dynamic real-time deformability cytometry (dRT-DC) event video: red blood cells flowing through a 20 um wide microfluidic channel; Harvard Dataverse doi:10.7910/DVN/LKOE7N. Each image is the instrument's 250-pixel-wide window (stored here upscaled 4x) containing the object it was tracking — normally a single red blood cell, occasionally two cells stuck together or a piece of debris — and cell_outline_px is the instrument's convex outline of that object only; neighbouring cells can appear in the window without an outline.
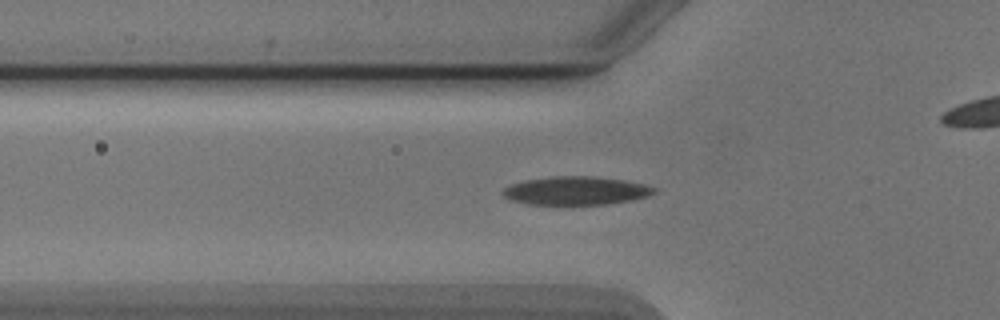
{"species": "Egyptian fruit bat (a non-hibernating species)", "species_latin": "Rousettus aegyptiacus", "temperature_condition": "cold", "stored_images_in_passage": 46, "camera_frame_rate_fps": 3000, "um_per_image_px": 0.085, "animal": {"sex": "male"}, "frame": {"image": 1, "passage_image": 14, "time_ms": 4.333, "image_size_px": [1000, 320], "cell_outline_px": [[656, 192], [648, 196], [632, 200], [608, 204], [528, 204], [508, 200], [500, 192], [504, 188], [512, 184], [524, 180], [552, 176], [592, 176], [624, 180], [644, 184], [656, 188]], "centroid_in_image_um": [48.94, 16.21], "position_along_channel_um": 76.9, "area_um2": 25.09}}
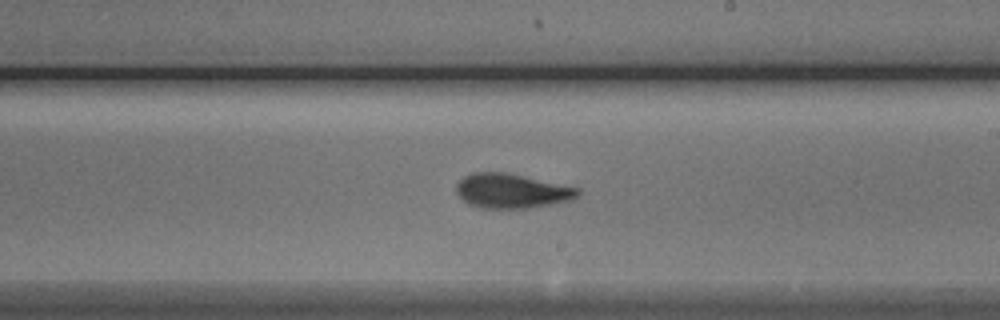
{"frame": {"image": 2, "passage_image": 27, "time_ms": 8.667, "image_size_px": [1000, 320], "cell_outline_px": [[580, 192], [572, 200], [528, 208], [480, 208], [468, 204], [456, 192], [456, 184], [464, 176], [472, 172], [504, 172], [580, 188]], "centroid_in_image_um": [43.47, 16.23], "position_along_channel_um": 245.5, "area_um2": 24.28}}
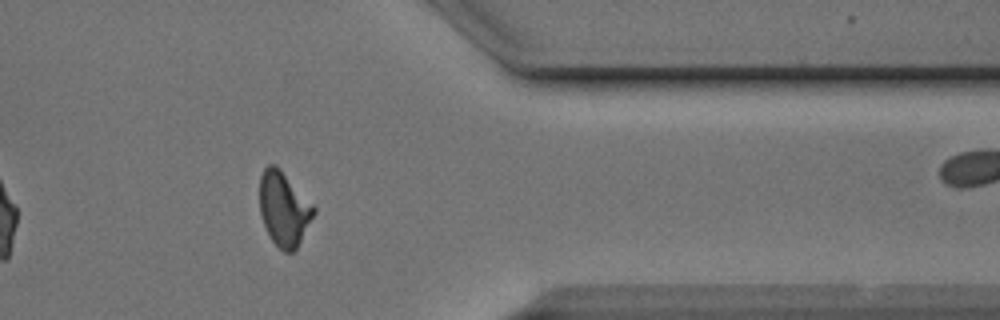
{"frame": {"image": 3, "passage_image": 39, "time_ms": 12.667, "image_size_px": [1000, 320], "cell_outline_px": [[316, 212], [296, 248], [292, 252], [284, 252], [272, 240], [264, 224], [260, 212], [260, 176], [264, 168], [268, 164], [276, 164], [280, 168], [316, 208]], "centroid_in_image_um": [24.13, 17.72], "position_along_channel_um": 387.3, "area_um2": 23.12}, "authors_computed_cell_mechanics": {"area_um2": 23.698, "velocity_mm_per_s": 3.8954, "shape_relaxation_time_tau1_ms": 3.6698, "shape_relaxation_time_tau2_ms": 2.5535, "deformation_change_tau1": 0.1586, "deformation_change_tau2": 0.0923}}